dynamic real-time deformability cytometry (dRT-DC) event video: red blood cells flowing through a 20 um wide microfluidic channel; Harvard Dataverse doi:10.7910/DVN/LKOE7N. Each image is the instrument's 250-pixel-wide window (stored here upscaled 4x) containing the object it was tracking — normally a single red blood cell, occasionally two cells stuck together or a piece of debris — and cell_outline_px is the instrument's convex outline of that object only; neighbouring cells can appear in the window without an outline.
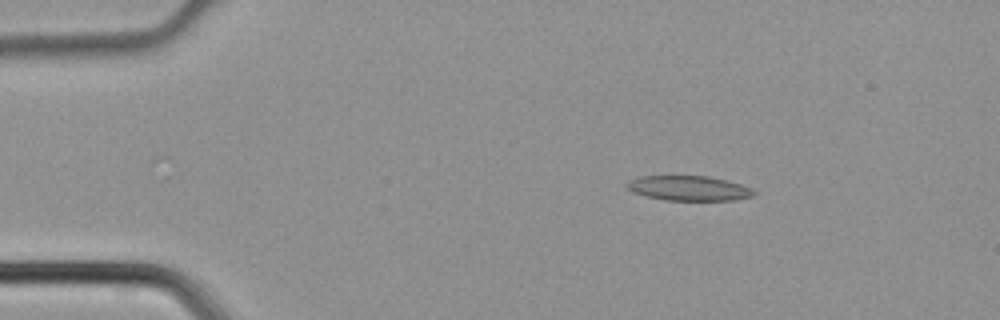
{"species": "common noctule bat (a hibernating species)", "species_latin": "Nyctalus noctula", "temperature_condition": "cold", "stored_images_in_passage": 45, "camera_frame_rate_fps": 3000, "um_per_image_px": 0.085, "animal": {"sex": "male", "body_mass_g": 21.5, "forearm_length_mm": 52.0}, "frame": {"image": 1, "passage_image": 7, "time_ms": 2.0, "image_size_px": [1000, 320], "cell_outline_px": [[756, 192], [752, 196], [732, 200], [664, 200], [632, 192], [624, 184], [628, 180], [640, 176], [708, 176], [740, 184], [752, 188]], "centroid_in_image_um": [58.51, 15.99], "position_along_channel_um": 26.5, "area_um2": 18.26}}
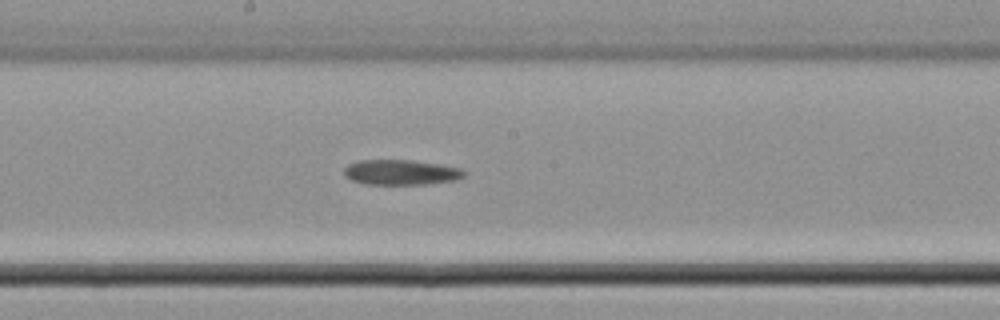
{"frame": {"image": 2, "passage_image": 24, "time_ms": 7.667, "image_size_px": [1000, 320], "cell_outline_px": [[464, 176], [456, 180], [428, 184], [364, 184], [352, 180], [344, 176], [344, 168], [348, 164], [360, 160], [412, 160], [440, 164], [460, 168], [464, 172]], "centroid_in_image_um": [34.06, 14.64], "position_along_channel_um": 214.1, "area_um2": 17.63}}
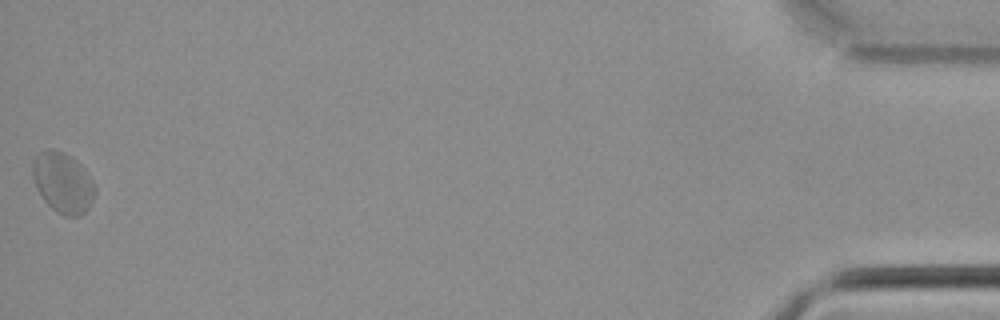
{"frame": {"image": 3, "passage_image": 45, "time_ms": 14.667, "image_size_px": [1000, 320], "cell_outline_px": [[96, 192], [88, 208], [80, 216], [64, 216], [52, 208], [44, 200], [36, 188], [32, 176], [32, 160], [40, 152], [48, 148], [52, 148], [64, 152], [76, 160], [84, 168], [92, 180], [96, 188]], "centroid_in_image_um": [5.33, 15.51], "position_along_channel_um": 429.9, "area_um2": 22.08}}